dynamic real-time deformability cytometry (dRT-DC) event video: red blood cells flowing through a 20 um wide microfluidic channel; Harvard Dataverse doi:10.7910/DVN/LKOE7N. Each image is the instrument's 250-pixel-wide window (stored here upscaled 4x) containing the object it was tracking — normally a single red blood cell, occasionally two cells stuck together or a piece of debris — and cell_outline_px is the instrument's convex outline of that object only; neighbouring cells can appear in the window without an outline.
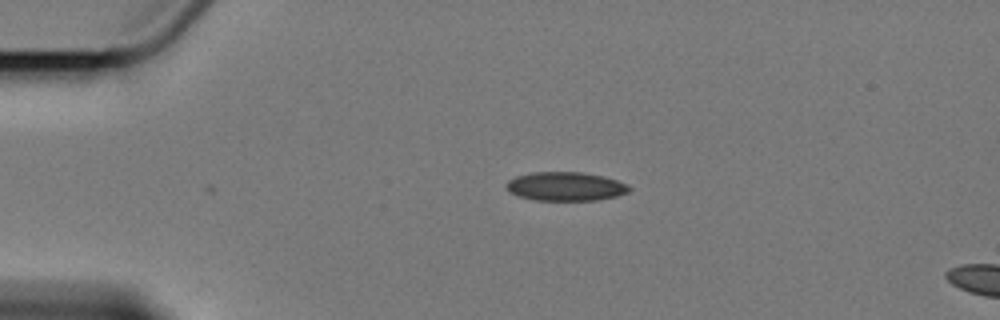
{"species": "Egyptian fruit bat (a non-hibernating species)", "species_latin": "Rousettus aegyptiacus", "temperature_condition": "cold", "stored_images_in_passage": 3, "camera_frame_rate_fps": 3000, "um_per_image_px": 0.085, "animal": {"sex": "female"}, "frame": {"image": 1, "passage_image": 1, "time_ms": 0.0, "image_size_px": [1000, 320], "cell_outline_px": [[632, 188], [628, 192], [616, 196], [600, 200], [536, 200], [520, 196], [512, 192], [508, 188], [508, 180], [516, 176], [532, 172], [580, 172], [604, 176], [628, 184]], "centroid_in_image_um": [48.13, 15.84], "position_along_channel_um": 36.9, "area_um2": 20.46}}